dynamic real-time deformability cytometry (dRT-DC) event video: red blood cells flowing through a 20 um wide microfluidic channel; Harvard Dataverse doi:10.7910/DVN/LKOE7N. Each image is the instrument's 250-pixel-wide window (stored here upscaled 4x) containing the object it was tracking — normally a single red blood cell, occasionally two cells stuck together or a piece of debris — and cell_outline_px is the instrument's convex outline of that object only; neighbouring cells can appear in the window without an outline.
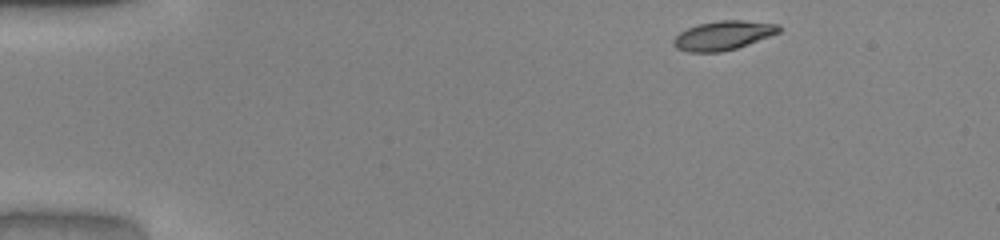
{"species": "common noctule bat (a hibernating species)", "species_latin": "Nyctalus noctula", "temperature_condition": "warm", "stored_images_in_passage": 45, "camera_frame_rate_fps": 3000, "um_per_image_px": 0.085, "animal": {"sex": "male", "body_mass_g": 20.0, "forearm_length_mm": 53.3}, "frame": {"image": 1, "passage_image": 1, "time_ms": 0.0, "image_size_px": [1000, 240], "cell_outline_px": [[780, 32], [748, 44], [736, 48], [720, 52], [688, 52], [676, 48], [672, 44], [672, 40], [680, 32], [688, 28], [700, 24], [720, 20], [744, 20], [776, 24], [780, 28]], "centroid_in_image_um": [61.44, 3.02], "position_along_channel_um": 23.6, "area_um2": 17.69}}
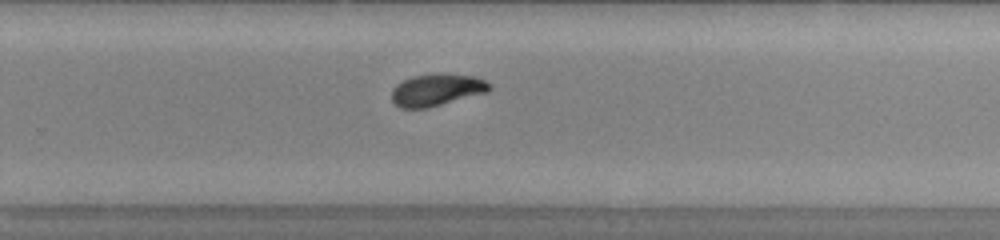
{"frame": {"image": 2, "passage_image": 28, "time_ms": 9.0, "image_size_px": [1000, 240], "cell_outline_px": [[492, 88], [488, 92], [428, 108], [400, 108], [392, 100], [392, 88], [396, 84], [412, 76], [476, 76], [492, 84]], "centroid_in_image_um": [37.13, 7.68], "position_along_channel_um": 292.7, "area_um2": 17.69}}
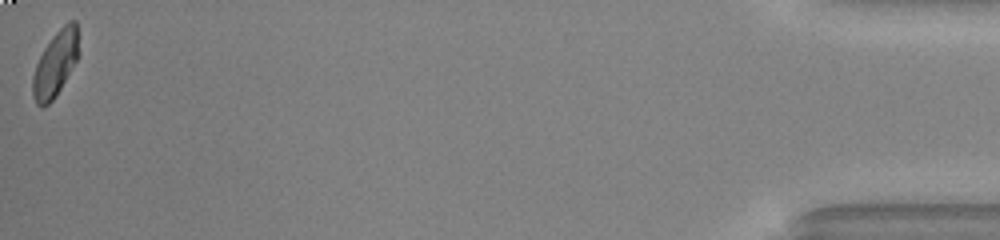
{"frame": {"image": 3, "passage_image": 45, "time_ms": 14.667, "image_size_px": [1000, 240], "cell_outline_px": [[80, 56], [56, 96], [48, 104], [40, 108], [36, 104], [32, 96], [32, 76], [36, 64], [44, 48], [52, 36], [68, 20], [76, 20], [80, 52]], "centroid_in_image_um": [4.73, 5.42], "position_along_channel_um": 430.5, "area_um2": 17.92}, "authors_computed_cell_mechanics": {"area_um2": 18.2648, "velocity_mm_per_s": 4.0357, "shape_relaxation_time_tau1_ms": 4.0566, "shape_relaxation_time_tau2_ms": 2.416, "deformation_change_tau1": 0.1466, "deformation_change_tau2": 0.0582}}